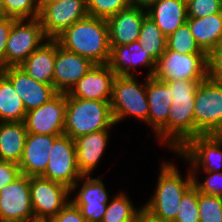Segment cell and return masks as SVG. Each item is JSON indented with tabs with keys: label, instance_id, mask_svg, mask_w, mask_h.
<instances>
[{
	"label": "cell",
	"instance_id": "obj_1",
	"mask_svg": "<svg viewBox=\"0 0 222 222\" xmlns=\"http://www.w3.org/2000/svg\"><path fill=\"white\" fill-rule=\"evenodd\" d=\"M202 81H166L173 98L167 122L155 133L159 141L177 153L195 137L194 101Z\"/></svg>",
	"mask_w": 222,
	"mask_h": 222
},
{
	"label": "cell",
	"instance_id": "obj_2",
	"mask_svg": "<svg viewBox=\"0 0 222 222\" xmlns=\"http://www.w3.org/2000/svg\"><path fill=\"white\" fill-rule=\"evenodd\" d=\"M55 39L62 48L88 58L94 64L109 62L111 48L106 19L87 16Z\"/></svg>",
	"mask_w": 222,
	"mask_h": 222
},
{
	"label": "cell",
	"instance_id": "obj_3",
	"mask_svg": "<svg viewBox=\"0 0 222 222\" xmlns=\"http://www.w3.org/2000/svg\"><path fill=\"white\" fill-rule=\"evenodd\" d=\"M160 169L154 195L143 206V211L160 222H173L182 196L193 185V174L189 169L184 180L178 168L169 162H164Z\"/></svg>",
	"mask_w": 222,
	"mask_h": 222
},
{
	"label": "cell",
	"instance_id": "obj_4",
	"mask_svg": "<svg viewBox=\"0 0 222 222\" xmlns=\"http://www.w3.org/2000/svg\"><path fill=\"white\" fill-rule=\"evenodd\" d=\"M67 108L64 134L73 140L102 130H110L115 125L110 101L80 99L66 93Z\"/></svg>",
	"mask_w": 222,
	"mask_h": 222
},
{
	"label": "cell",
	"instance_id": "obj_5",
	"mask_svg": "<svg viewBox=\"0 0 222 222\" xmlns=\"http://www.w3.org/2000/svg\"><path fill=\"white\" fill-rule=\"evenodd\" d=\"M136 76L116 75L112 84L110 100L114 123H118L128 115L148 124L149 105L145 84H139Z\"/></svg>",
	"mask_w": 222,
	"mask_h": 222
},
{
	"label": "cell",
	"instance_id": "obj_6",
	"mask_svg": "<svg viewBox=\"0 0 222 222\" xmlns=\"http://www.w3.org/2000/svg\"><path fill=\"white\" fill-rule=\"evenodd\" d=\"M195 136L222 134V84L208 78L197 86L194 101Z\"/></svg>",
	"mask_w": 222,
	"mask_h": 222
},
{
	"label": "cell",
	"instance_id": "obj_7",
	"mask_svg": "<svg viewBox=\"0 0 222 222\" xmlns=\"http://www.w3.org/2000/svg\"><path fill=\"white\" fill-rule=\"evenodd\" d=\"M50 157L44 174L45 179L61 183L74 192L83 176L77 165L75 142L68 135L58 136L49 151Z\"/></svg>",
	"mask_w": 222,
	"mask_h": 222
},
{
	"label": "cell",
	"instance_id": "obj_8",
	"mask_svg": "<svg viewBox=\"0 0 222 222\" xmlns=\"http://www.w3.org/2000/svg\"><path fill=\"white\" fill-rule=\"evenodd\" d=\"M153 77L162 82L207 78V54H181L166 47L156 61Z\"/></svg>",
	"mask_w": 222,
	"mask_h": 222
},
{
	"label": "cell",
	"instance_id": "obj_9",
	"mask_svg": "<svg viewBox=\"0 0 222 222\" xmlns=\"http://www.w3.org/2000/svg\"><path fill=\"white\" fill-rule=\"evenodd\" d=\"M47 39L39 18L16 20L7 40L5 68L19 66Z\"/></svg>",
	"mask_w": 222,
	"mask_h": 222
},
{
	"label": "cell",
	"instance_id": "obj_10",
	"mask_svg": "<svg viewBox=\"0 0 222 222\" xmlns=\"http://www.w3.org/2000/svg\"><path fill=\"white\" fill-rule=\"evenodd\" d=\"M30 196L35 222H46L69 203L70 189L41 176L30 177Z\"/></svg>",
	"mask_w": 222,
	"mask_h": 222
},
{
	"label": "cell",
	"instance_id": "obj_11",
	"mask_svg": "<svg viewBox=\"0 0 222 222\" xmlns=\"http://www.w3.org/2000/svg\"><path fill=\"white\" fill-rule=\"evenodd\" d=\"M0 222H35L30 177L21 174L0 190Z\"/></svg>",
	"mask_w": 222,
	"mask_h": 222
},
{
	"label": "cell",
	"instance_id": "obj_12",
	"mask_svg": "<svg viewBox=\"0 0 222 222\" xmlns=\"http://www.w3.org/2000/svg\"><path fill=\"white\" fill-rule=\"evenodd\" d=\"M87 16L86 0L40 2L39 19L47 38L55 39L66 28Z\"/></svg>",
	"mask_w": 222,
	"mask_h": 222
},
{
	"label": "cell",
	"instance_id": "obj_13",
	"mask_svg": "<svg viewBox=\"0 0 222 222\" xmlns=\"http://www.w3.org/2000/svg\"><path fill=\"white\" fill-rule=\"evenodd\" d=\"M66 108V93H57L48 102L26 113L24 124L27 132L39 135H63Z\"/></svg>",
	"mask_w": 222,
	"mask_h": 222
},
{
	"label": "cell",
	"instance_id": "obj_14",
	"mask_svg": "<svg viewBox=\"0 0 222 222\" xmlns=\"http://www.w3.org/2000/svg\"><path fill=\"white\" fill-rule=\"evenodd\" d=\"M222 134L197 135L178 152L190 163L192 174L202 166L204 172H218L222 168Z\"/></svg>",
	"mask_w": 222,
	"mask_h": 222
},
{
	"label": "cell",
	"instance_id": "obj_15",
	"mask_svg": "<svg viewBox=\"0 0 222 222\" xmlns=\"http://www.w3.org/2000/svg\"><path fill=\"white\" fill-rule=\"evenodd\" d=\"M95 64L88 58L62 48L56 40L53 87L67 93Z\"/></svg>",
	"mask_w": 222,
	"mask_h": 222
},
{
	"label": "cell",
	"instance_id": "obj_16",
	"mask_svg": "<svg viewBox=\"0 0 222 222\" xmlns=\"http://www.w3.org/2000/svg\"><path fill=\"white\" fill-rule=\"evenodd\" d=\"M2 73L12 82L26 112L40 107L58 93L53 85L34 80L19 66L3 68Z\"/></svg>",
	"mask_w": 222,
	"mask_h": 222
},
{
	"label": "cell",
	"instance_id": "obj_17",
	"mask_svg": "<svg viewBox=\"0 0 222 222\" xmlns=\"http://www.w3.org/2000/svg\"><path fill=\"white\" fill-rule=\"evenodd\" d=\"M80 180L85 182L70 201L88 222H102L110 198L103 181L89 175H83Z\"/></svg>",
	"mask_w": 222,
	"mask_h": 222
},
{
	"label": "cell",
	"instance_id": "obj_18",
	"mask_svg": "<svg viewBox=\"0 0 222 222\" xmlns=\"http://www.w3.org/2000/svg\"><path fill=\"white\" fill-rule=\"evenodd\" d=\"M116 74L108 64H95L72 88L67 92L71 97L110 101L112 84Z\"/></svg>",
	"mask_w": 222,
	"mask_h": 222
},
{
	"label": "cell",
	"instance_id": "obj_19",
	"mask_svg": "<svg viewBox=\"0 0 222 222\" xmlns=\"http://www.w3.org/2000/svg\"><path fill=\"white\" fill-rule=\"evenodd\" d=\"M110 48L108 65L116 75L136 76L137 64L150 68L149 73L146 74L147 77L154 75L156 61L142 48L139 40L127 45L110 46Z\"/></svg>",
	"mask_w": 222,
	"mask_h": 222
},
{
	"label": "cell",
	"instance_id": "obj_20",
	"mask_svg": "<svg viewBox=\"0 0 222 222\" xmlns=\"http://www.w3.org/2000/svg\"><path fill=\"white\" fill-rule=\"evenodd\" d=\"M57 137L28 133L24 151L18 163L21 174L28 177H40L44 174L50 157L49 151Z\"/></svg>",
	"mask_w": 222,
	"mask_h": 222
},
{
	"label": "cell",
	"instance_id": "obj_21",
	"mask_svg": "<svg viewBox=\"0 0 222 222\" xmlns=\"http://www.w3.org/2000/svg\"><path fill=\"white\" fill-rule=\"evenodd\" d=\"M146 16L147 11L131 6L107 18L109 45L121 46L137 41Z\"/></svg>",
	"mask_w": 222,
	"mask_h": 222
},
{
	"label": "cell",
	"instance_id": "obj_22",
	"mask_svg": "<svg viewBox=\"0 0 222 222\" xmlns=\"http://www.w3.org/2000/svg\"><path fill=\"white\" fill-rule=\"evenodd\" d=\"M110 130L89 133L74 139L77 165L82 175H91L107 148Z\"/></svg>",
	"mask_w": 222,
	"mask_h": 222
},
{
	"label": "cell",
	"instance_id": "obj_23",
	"mask_svg": "<svg viewBox=\"0 0 222 222\" xmlns=\"http://www.w3.org/2000/svg\"><path fill=\"white\" fill-rule=\"evenodd\" d=\"M146 78V94L149 105L148 125L156 133L168 120L172 103L171 89L165 82Z\"/></svg>",
	"mask_w": 222,
	"mask_h": 222
},
{
	"label": "cell",
	"instance_id": "obj_24",
	"mask_svg": "<svg viewBox=\"0 0 222 222\" xmlns=\"http://www.w3.org/2000/svg\"><path fill=\"white\" fill-rule=\"evenodd\" d=\"M56 39L48 38L19 65L34 80L53 85Z\"/></svg>",
	"mask_w": 222,
	"mask_h": 222
},
{
	"label": "cell",
	"instance_id": "obj_25",
	"mask_svg": "<svg viewBox=\"0 0 222 222\" xmlns=\"http://www.w3.org/2000/svg\"><path fill=\"white\" fill-rule=\"evenodd\" d=\"M166 38L187 22L186 0H160L147 10Z\"/></svg>",
	"mask_w": 222,
	"mask_h": 222
},
{
	"label": "cell",
	"instance_id": "obj_26",
	"mask_svg": "<svg viewBox=\"0 0 222 222\" xmlns=\"http://www.w3.org/2000/svg\"><path fill=\"white\" fill-rule=\"evenodd\" d=\"M196 43L206 54L222 45V12L202 18H187Z\"/></svg>",
	"mask_w": 222,
	"mask_h": 222
},
{
	"label": "cell",
	"instance_id": "obj_27",
	"mask_svg": "<svg viewBox=\"0 0 222 222\" xmlns=\"http://www.w3.org/2000/svg\"><path fill=\"white\" fill-rule=\"evenodd\" d=\"M28 132L24 122H1L0 160L19 163Z\"/></svg>",
	"mask_w": 222,
	"mask_h": 222
},
{
	"label": "cell",
	"instance_id": "obj_28",
	"mask_svg": "<svg viewBox=\"0 0 222 222\" xmlns=\"http://www.w3.org/2000/svg\"><path fill=\"white\" fill-rule=\"evenodd\" d=\"M26 109L12 82L0 73V121L24 122Z\"/></svg>",
	"mask_w": 222,
	"mask_h": 222
},
{
	"label": "cell",
	"instance_id": "obj_29",
	"mask_svg": "<svg viewBox=\"0 0 222 222\" xmlns=\"http://www.w3.org/2000/svg\"><path fill=\"white\" fill-rule=\"evenodd\" d=\"M166 36L156 23L146 16L142 22L139 43L157 61L166 50Z\"/></svg>",
	"mask_w": 222,
	"mask_h": 222
},
{
	"label": "cell",
	"instance_id": "obj_30",
	"mask_svg": "<svg viewBox=\"0 0 222 222\" xmlns=\"http://www.w3.org/2000/svg\"><path fill=\"white\" fill-rule=\"evenodd\" d=\"M124 193L115 195L108 204L102 222H136L143 207L137 209Z\"/></svg>",
	"mask_w": 222,
	"mask_h": 222
},
{
	"label": "cell",
	"instance_id": "obj_31",
	"mask_svg": "<svg viewBox=\"0 0 222 222\" xmlns=\"http://www.w3.org/2000/svg\"><path fill=\"white\" fill-rule=\"evenodd\" d=\"M166 47L181 54H206L196 43L187 22L167 37Z\"/></svg>",
	"mask_w": 222,
	"mask_h": 222
},
{
	"label": "cell",
	"instance_id": "obj_32",
	"mask_svg": "<svg viewBox=\"0 0 222 222\" xmlns=\"http://www.w3.org/2000/svg\"><path fill=\"white\" fill-rule=\"evenodd\" d=\"M4 16L17 20L39 18L40 0H3Z\"/></svg>",
	"mask_w": 222,
	"mask_h": 222
},
{
	"label": "cell",
	"instance_id": "obj_33",
	"mask_svg": "<svg viewBox=\"0 0 222 222\" xmlns=\"http://www.w3.org/2000/svg\"><path fill=\"white\" fill-rule=\"evenodd\" d=\"M131 6V0H86L88 16L103 19H107Z\"/></svg>",
	"mask_w": 222,
	"mask_h": 222
},
{
	"label": "cell",
	"instance_id": "obj_34",
	"mask_svg": "<svg viewBox=\"0 0 222 222\" xmlns=\"http://www.w3.org/2000/svg\"><path fill=\"white\" fill-rule=\"evenodd\" d=\"M173 222H200L198 189L194 185L182 196L178 214Z\"/></svg>",
	"mask_w": 222,
	"mask_h": 222
},
{
	"label": "cell",
	"instance_id": "obj_35",
	"mask_svg": "<svg viewBox=\"0 0 222 222\" xmlns=\"http://www.w3.org/2000/svg\"><path fill=\"white\" fill-rule=\"evenodd\" d=\"M198 208L200 222H222V197L198 191Z\"/></svg>",
	"mask_w": 222,
	"mask_h": 222
},
{
	"label": "cell",
	"instance_id": "obj_36",
	"mask_svg": "<svg viewBox=\"0 0 222 222\" xmlns=\"http://www.w3.org/2000/svg\"><path fill=\"white\" fill-rule=\"evenodd\" d=\"M188 18H202L222 12V0H186Z\"/></svg>",
	"mask_w": 222,
	"mask_h": 222
},
{
	"label": "cell",
	"instance_id": "obj_37",
	"mask_svg": "<svg viewBox=\"0 0 222 222\" xmlns=\"http://www.w3.org/2000/svg\"><path fill=\"white\" fill-rule=\"evenodd\" d=\"M206 173L208 175L203 182H199L196 175L193 174V185L202 194L222 197V172L209 171Z\"/></svg>",
	"mask_w": 222,
	"mask_h": 222
},
{
	"label": "cell",
	"instance_id": "obj_38",
	"mask_svg": "<svg viewBox=\"0 0 222 222\" xmlns=\"http://www.w3.org/2000/svg\"><path fill=\"white\" fill-rule=\"evenodd\" d=\"M207 78L222 84V45L207 54Z\"/></svg>",
	"mask_w": 222,
	"mask_h": 222
},
{
	"label": "cell",
	"instance_id": "obj_39",
	"mask_svg": "<svg viewBox=\"0 0 222 222\" xmlns=\"http://www.w3.org/2000/svg\"><path fill=\"white\" fill-rule=\"evenodd\" d=\"M46 222H88L81 214L79 208L71 201L61 209L56 216Z\"/></svg>",
	"mask_w": 222,
	"mask_h": 222
},
{
	"label": "cell",
	"instance_id": "obj_40",
	"mask_svg": "<svg viewBox=\"0 0 222 222\" xmlns=\"http://www.w3.org/2000/svg\"><path fill=\"white\" fill-rule=\"evenodd\" d=\"M21 175L17 163L0 160V190Z\"/></svg>",
	"mask_w": 222,
	"mask_h": 222
},
{
	"label": "cell",
	"instance_id": "obj_41",
	"mask_svg": "<svg viewBox=\"0 0 222 222\" xmlns=\"http://www.w3.org/2000/svg\"><path fill=\"white\" fill-rule=\"evenodd\" d=\"M16 20L11 17L0 16V64L3 68H5V52L8 36Z\"/></svg>",
	"mask_w": 222,
	"mask_h": 222
},
{
	"label": "cell",
	"instance_id": "obj_42",
	"mask_svg": "<svg viewBox=\"0 0 222 222\" xmlns=\"http://www.w3.org/2000/svg\"><path fill=\"white\" fill-rule=\"evenodd\" d=\"M160 0H131V5L133 7L143 9L147 11L152 5L156 4Z\"/></svg>",
	"mask_w": 222,
	"mask_h": 222
},
{
	"label": "cell",
	"instance_id": "obj_43",
	"mask_svg": "<svg viewBox=\"0 0 222 222\" xmlns=\"http://www.w3.org/2000/svg\"><path fill=\"white\" fill-rule=\"evenodd\" d=\"M136 222H160V221L152 218L145 211H142L138 215Z\"/></svg>",
	"mask_w": 222,
	"mask_h": 222
},
{
	"label": "cell",
	"instance_id": "obj_44",
	"mask_svg": "<svg viewBox=\"0 0 222 222\" xmlns=\"http://www.w3.org/2000/svg\"><path fill=\"white\" fill-rule=\"evenodd\" d=\"M0 16H4V2L0 0Z\"/></svg>",
	"mask_w": 222,
	"mask_h": 222
},
{
	"label": "cell",
	"instance_id": "obj_45",
	"mask_svg": "<svg viewBox=\"0 0 222 222\" xmlns=\"http://www.w3.org/2000/svg\"><path fill=\"white\" fill-rule=\"evenodd\" d=\"M62 1H68V0H40V2H62Z\"/></svg>",
	"mask_w": 222,
	"mask_h": 222
},
{
	"label": "cell",
	"instance_id": "obj_46",
	"mask_svg": "<svg viewBox=\"0 0 222 222\" xmlns=\"http://www.w3.org/2000/svg\"><path fill=\"white\" fill-rule=\"evenodd\" d=\"M2 70H3V67H2V65L0 64V73L2 72Z\"/></svg>",
	"mask_w": 222,
	"mask_h": 222
}]
</instances>
